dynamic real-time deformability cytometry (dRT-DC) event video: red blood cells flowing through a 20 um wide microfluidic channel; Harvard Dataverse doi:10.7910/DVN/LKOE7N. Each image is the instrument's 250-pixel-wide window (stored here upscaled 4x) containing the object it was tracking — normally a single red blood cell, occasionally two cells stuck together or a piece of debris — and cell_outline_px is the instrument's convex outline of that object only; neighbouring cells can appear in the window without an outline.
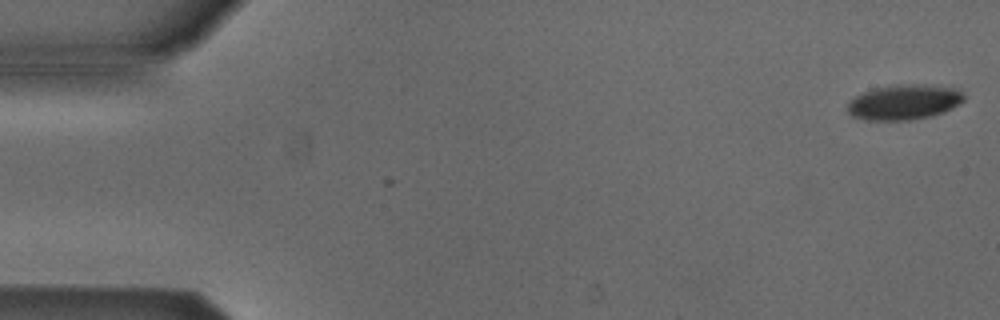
{"species": "Egyptian fruit bat (a non-hibernating species)", "species_latin": "Rousettus aegyptiacus", "temperature_condition": "cold", "stored_images_in_passage": 13, "camera_frame_rate_fps": 3000, "um_per_image_px": 0.085, "animal": {"sex": "male"}, "frame": {"image": 1, "passage_image": 1, "time_ms": 0.0, "image_size_px": [1000, 320], "cell_outline_px": [[964, 100], [952, 108], [944, 112], [932, 116], [912, 120], [864, 120], [852, 116], [848, 112], [848, 104], [856, 96], [864, 92], [876, 88], [892, 84], [924, 84], [956, 88], [964, 96]], "centroid_in_image_um": [76.86, 8.68], "position_along_channel_um": 8.1, "area_um2": 23.87}}